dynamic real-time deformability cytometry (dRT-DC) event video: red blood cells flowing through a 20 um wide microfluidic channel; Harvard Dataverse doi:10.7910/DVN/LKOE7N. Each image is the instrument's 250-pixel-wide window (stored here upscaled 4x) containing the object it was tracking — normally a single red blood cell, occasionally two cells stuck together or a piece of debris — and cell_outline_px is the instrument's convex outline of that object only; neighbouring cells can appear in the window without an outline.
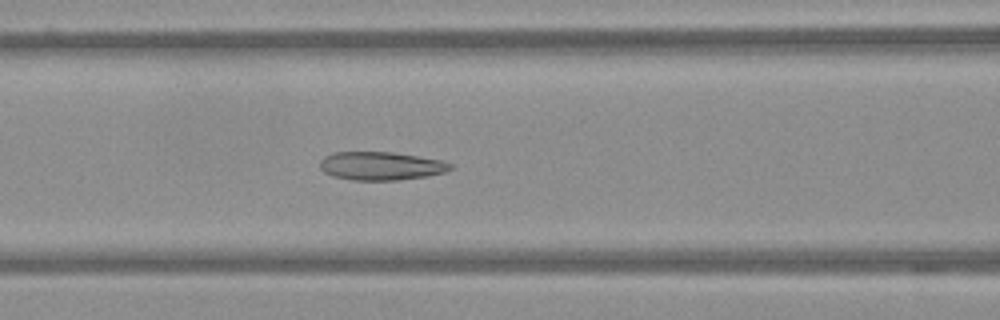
{"species": "Egyptian fruit bat (a non-hibernating species)", "species_latin": "Rousettus aegyptiacus", "temperature_condition": "warm", "stored_images_in_passage": 57, "camera_frame_rate_fps": 3000, "um_per_image_px": 0.085, "frame": {"image": 1, "passage_image": 24, "time_ms": 7.667, "image_size_px": [1000, 320], "cell_outline_px": [[456, 168], [444, 172], [428, 176], [400, 180], [352, 180], [332, 176], [324, 172], [320, 168], [320, 160], [324, 156], [332, 152], [392, 152], [440, 160], [452, 164]], "centroid_in_image_um": [32.37, 14.11], "position_along_channel_um": 134.2, "area_um2": 21.68}}
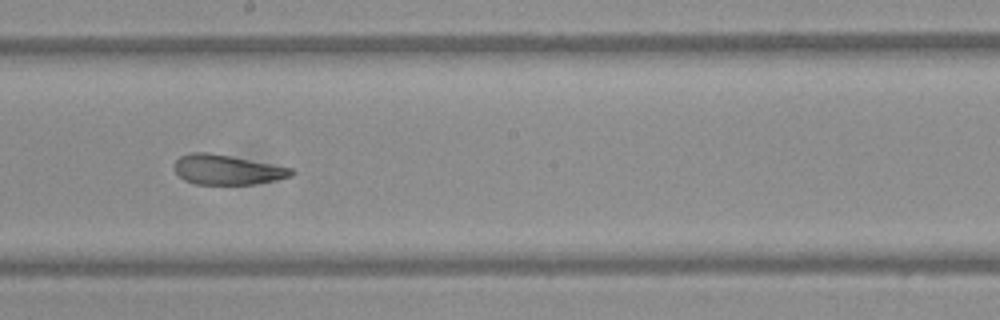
{"frame": {"image": 2, "passage_image": 32, "time_ms": 10.333, "image_size_px": [1000, 320], "cell_outline_px": [[296, 172], [292, 176], [276, 180], [252, 184], [196, 184], [184, 180], [176, 172], [172, 164], [180, 156], [192, 152], [208, 152], [292, 168]], "centroid_in_image_um": [19.28, 14.43], "position_along_channel_um": 228.9, "area_um2": 20.23}}
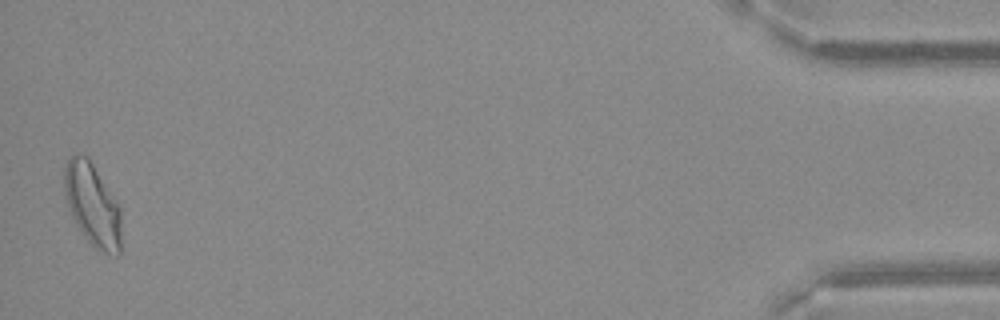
{"frame": {"image": 3, "passage_image": 56, "time_ms": 18.333, "image_size_px": [1000, 320], "cell_outline_px": [[120, 252], [116, 256], [104, 252], [96, 248], [88, 240], [76, 224], [68, 208], [64, 196], [64, 164], [68, 156], [88, 156], [120, 204]], "centroid_in_image_um": [7.85, 17.37], "position_along_channel_um": 427.3, "area_um2": 27.57}}